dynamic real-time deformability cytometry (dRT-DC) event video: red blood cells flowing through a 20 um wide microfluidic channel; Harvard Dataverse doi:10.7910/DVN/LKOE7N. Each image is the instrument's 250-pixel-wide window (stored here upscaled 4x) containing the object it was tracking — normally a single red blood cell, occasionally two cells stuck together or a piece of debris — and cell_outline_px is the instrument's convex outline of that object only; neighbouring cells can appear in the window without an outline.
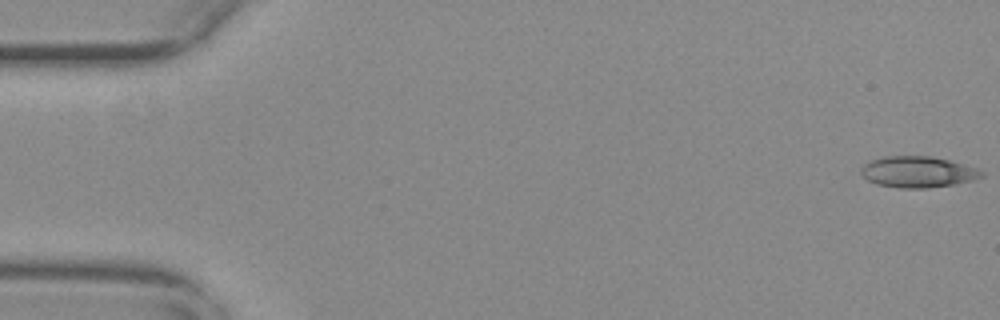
{"species": "common noctule bat (a hibernating species)", "species_latin": "Nyctalus noctula", "temperature_condition": "warm", "stored_images_in_passage": 11, "camera_frame_rate_fps": 3000, "um_per_image_px": 0.085, "animal": {"sex": "female", "body_mass_g": 29.2, "forearm_length_mm": 56.3}, "frame": {"image": 1, "passage_image": 1, "time_ms": 0.0, "image_size_px": [1000, 320], "cell_outline_px": [[984, 176], [972, 180], [952, 184], [924, 188], [900, 188], [876, 184], [868, 180], [860, 172], [860, 168], [864, 164], [872, 160], [884, 156], [932, 156], [948, 160], [976, 168], [984, 172]], "centroid_in_image_um": [77.99, 14.61], "position_along_channel_um": 7.0, "area_um2": 21.68}}